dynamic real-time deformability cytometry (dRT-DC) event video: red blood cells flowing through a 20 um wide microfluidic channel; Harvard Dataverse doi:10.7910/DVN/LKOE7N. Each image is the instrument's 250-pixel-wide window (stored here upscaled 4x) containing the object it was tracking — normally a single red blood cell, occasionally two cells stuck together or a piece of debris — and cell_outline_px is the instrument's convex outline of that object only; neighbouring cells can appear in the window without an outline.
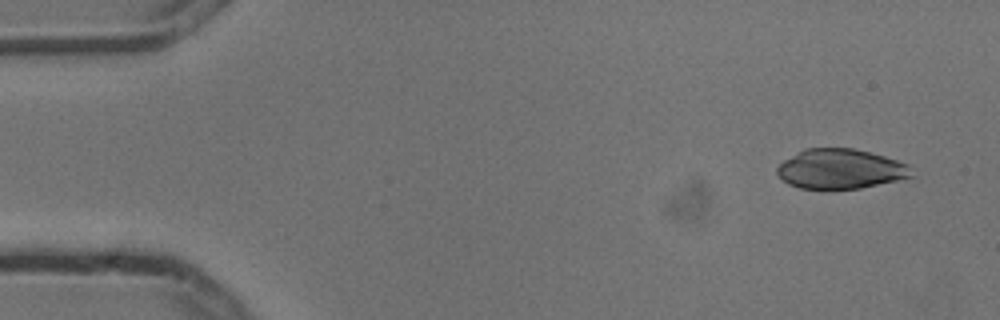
{"species": "common noctule bat (a hibernating species)", "species_latin": "Nyctalus noctula", "temperature_condition": "cold", "stored_images_in_passage": 6, "camera_frame_rate_fps": 3000, "um_per_image_px": 0.085, "animal": {"sex": "male", "body_mass_g": 13.3}, "frame": {"image": 1, "passage_image": 1, "time_ms": 0.0, "image_size_px": [1000, 320], "cell_outline_px": [[912, 176], [896, 180], [860, 188], [800, 188], [788, 184], [776, 172], [776, 168], [784, 160], [804, 148], [852, 148], [884, 156], [908, 164]], "centroid_in_image_um": [71.4, 14.35], "position_along_channel_um": 13.6, "area_um2": 30.63}}